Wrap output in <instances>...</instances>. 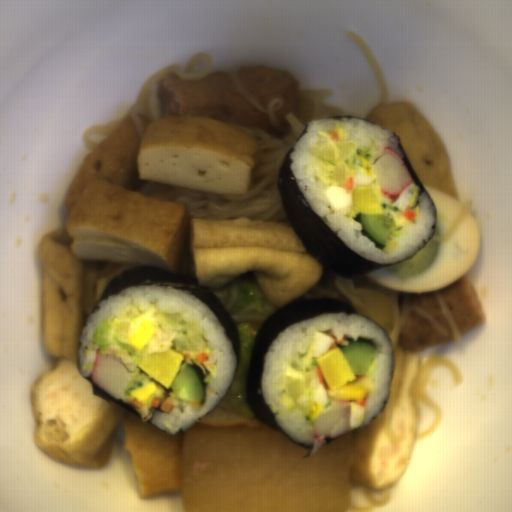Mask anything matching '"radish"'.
Segmentation results:
<instances>
[{
    "label": "radish",
    "instance_id": "radish-1",
    "mask_svg": "<svg viewBox=\"0 0 512 512\" xmlns=\"http://www.w3.org/2000/svg\"><path fill=\"white\" fill-rule=\"evenodd\" d=\"M300 447L269 426L195 422L181 435L183 512H347L350 431Z\"/></svg>",
    "mask_w": 512,
    "mask_h": 512
}]
</instances>
